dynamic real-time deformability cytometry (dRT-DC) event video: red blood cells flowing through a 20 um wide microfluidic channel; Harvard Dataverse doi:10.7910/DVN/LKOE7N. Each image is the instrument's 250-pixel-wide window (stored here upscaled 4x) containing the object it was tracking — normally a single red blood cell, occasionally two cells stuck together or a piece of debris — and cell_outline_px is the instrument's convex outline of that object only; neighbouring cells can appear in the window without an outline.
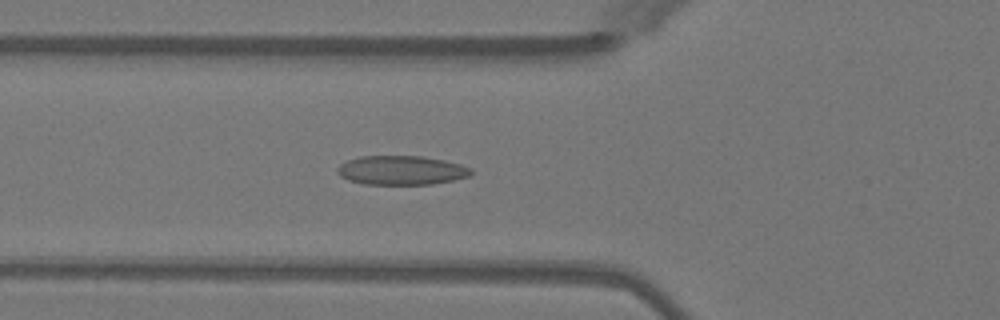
{"species": "Egyptian fruit bat (a non-hibernating species)", "species_latin": "Rousettus aegyptiacus", "temperature_condition": "warm", "stored_images_in_passage": 51, "camera_frame_rate_fps": 3000, "um_per_image_px": 0.085, "animal": {"sex": "female"}, "frame": {"image": 1, "passage_image": 19, "time_ms": 6.0, "image_size_px": [1000, 320], "cell_outline_px": [[472, 172], [468, 176], [452, 180], [432, 184], [364, 184], [348, 180], [340, 176], [336, 172], [336, 168], [340, 164], [348, 160], [360, 156], [424, 156], [444, 160], [460, 164], [472, 168]], "centroid_in_image_um": [34.09, 14.47], "position_along_channel_um": 91.7, "area_um2": 22.72}}
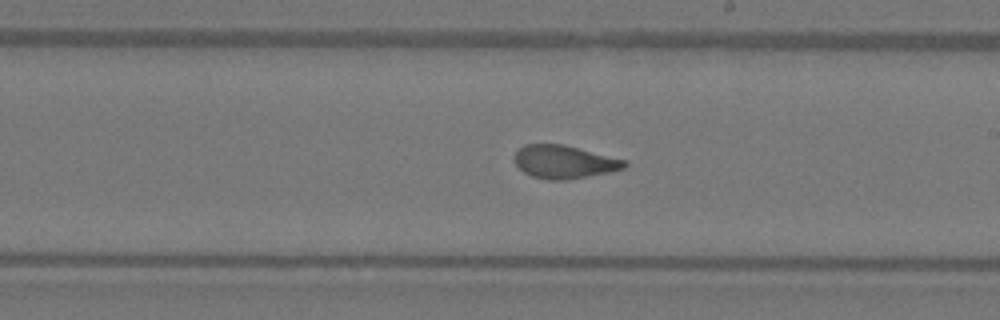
{"frame": {"image": 2, "passage_image": 30, "time_ms": 9.667, "image_size_px": [1000, 320], "cell_outline_px": [[628, 164], [624, 168], [608, 172], [568, 180], [548, 180], [532, 176], [524, 172], [516, 164], [516, 152], [524, 144], [564, 144], [628, 160]], "centroid_in_image_um": [48.0, 13.75], "position_along_channel_um": 241.0, "area_um2": 21.21}}
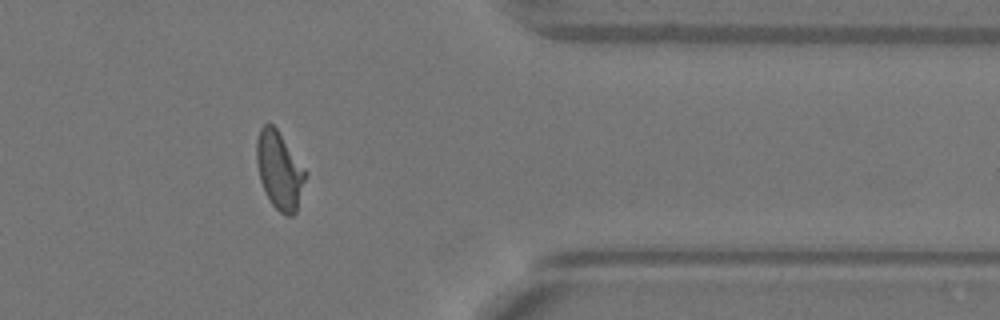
{"frame": {"image": 3, "passage_image": 42, "time_ms": 13.667, "image_size_px": [1000, 320], "cell_outline_px": [[308, 172], [296, 212], [292, 216], [284, 216], [272, 204], [260, 180], [256, 164], [256, 140], [260, 128], [264, 124], [272, 124], [276, 128]], "centroid_in_image_um": [23.76, 14.48], "position_along_channel_um": 387.6, "area_um2": 22.14}, "authors_computed_cell_mechanics": {"area_um2": 22.0218, "velocity_mm_per_s": 4.0647, "shape_relaxation_time_tau1_ms": 7.4799, "shape_relaxation_time_tau2_ms": 0.9787, "deformation_change_tau1": 0.2231, "deformation_change_tau2": 0.0703}}